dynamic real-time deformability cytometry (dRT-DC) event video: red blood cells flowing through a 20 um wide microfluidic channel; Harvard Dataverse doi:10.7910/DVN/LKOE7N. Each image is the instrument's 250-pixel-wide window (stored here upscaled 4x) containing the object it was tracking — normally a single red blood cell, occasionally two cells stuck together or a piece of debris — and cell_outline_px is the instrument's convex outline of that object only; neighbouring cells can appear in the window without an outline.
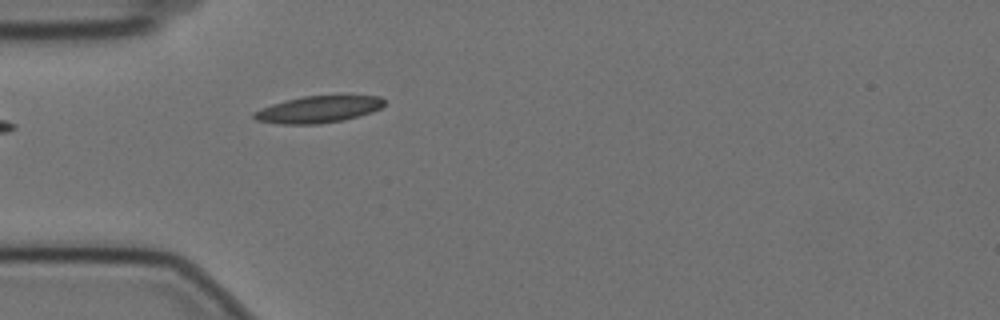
{"species": "Egyptian fruit bat (a non-hibernating species)", "species_latin": "Rousettus aegyptiacus", "temperature_condition": "cold", "stored_images_in_passage": 5, "camera_frame_rate_fps": 3000, "um_per_image_px": 0.085, "animal": {"sex": "female"}, "frame": {"image": 1, "passage_image": 1, "time_ms": 0.0, "image_size_px": [1000, 320], "cell_outline_px": [[384, 104], [380, 108], [372, 112], [360, 116], [344, 120], [320, 124], [280, 124], [256, 120], [252, 116], [252, 112], [260, 108], [284, 100], [304, 96], [380, 96], [384, 100]], "centroid_in_image_um": [27.02, 9.31], "position_along_channel_um": 58.0, "area_um2": 20.4}}